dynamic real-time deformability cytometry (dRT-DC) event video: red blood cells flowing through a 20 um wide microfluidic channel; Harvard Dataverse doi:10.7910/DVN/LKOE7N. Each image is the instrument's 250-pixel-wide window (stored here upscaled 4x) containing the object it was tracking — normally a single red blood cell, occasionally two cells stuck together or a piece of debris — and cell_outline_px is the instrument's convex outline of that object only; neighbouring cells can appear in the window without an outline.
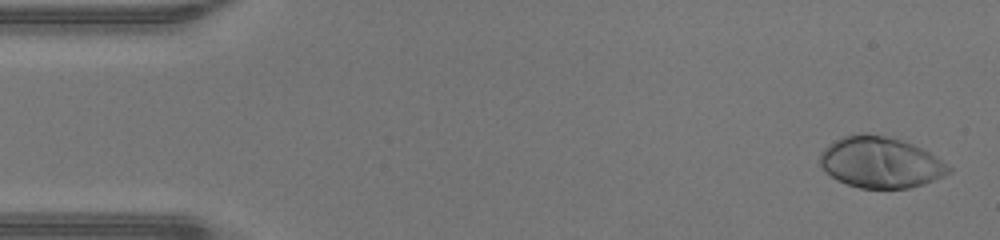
{"species": "human", "species_latin": "Homo sapiens", "temperature_condition": "warm", "stored_images_in_passage": 47, "camera_frame_rate_fps": 3000, "um_per_image_px": 0.085, "donor": {"sex": "male"}, "frame": {"image": 1, "passage_image": 2, "time_ms": 0.333, "image_size_px": [1000, 240], "cell_outline_px": [[952, 172], [944, 176], [924, 184], [908, 188], [860, 188], [836, 180], [820, 164], [820, 152], [828, 144], [844, 136], [860, 132], [864, 132], [888, 136], [912, 144], [928, 152], [952, 168]], "centroid_in_image_um": [74.83, 13.79], "position_along_channel_um": 10.2, "area_um2": 38.15}}
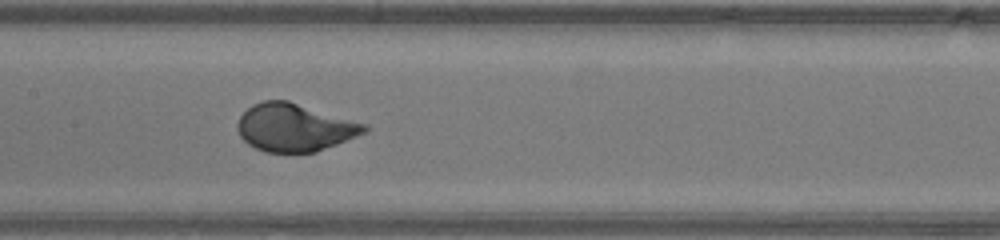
{"frame": {"image": 2, "passage_image": 23, "time_ms": 7.333, "image_size_px": [1000, 240], "cell_outline_px": [[368, 132], [316, 152], [268, 152], [256, 148], [248, 144], [240, 136], [236, 128], [236, 124], [240, 116], [252, 104], [264, 100], [288, 100], [368, 124]], "centroid_in_image_um": [25.05, 10.83], "position_along_channel_um": 182.3, "area_um2": 35.49}}
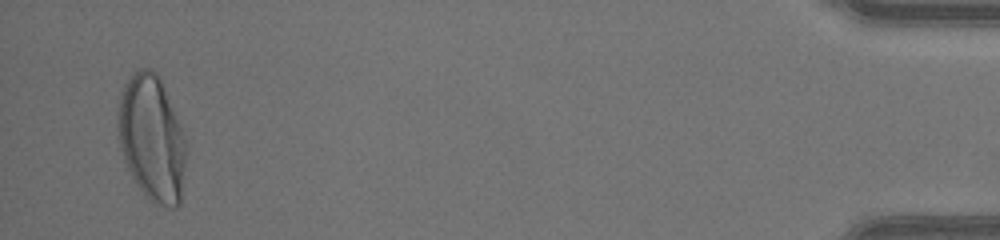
{"frame": {"image": 3, "passage_image": 46, "time_ms": 15.0, "image_size_px": [1000, 240], "cell_outline_px": [[188, 148], [180, 204], [176, 208], [172, 208], [156, 204], [140, 188], [132, 176], [128, 168], [120, 144], [116, 124], [116, 120], [120, 92], [128, 76], [132, 72], [140, 68], [152, 68], [156, 72], [164, 88], [184, 136]], "centroid_in_image_um": [12.9, 11.73], "position_along_channel_um": 422.3, "area_um2": 50.05}, "authors_computed_cell_mechanics": {"area_um2": 36.4718, "velocity_mm_per_s": 4.321, "shape_relaxation_time_tau1_ms": 2.4447, "shape_relaxation_time_tau2_ms": null, "deformation_change_tau1": 0.1946, "deformation_change_tau2": null}}